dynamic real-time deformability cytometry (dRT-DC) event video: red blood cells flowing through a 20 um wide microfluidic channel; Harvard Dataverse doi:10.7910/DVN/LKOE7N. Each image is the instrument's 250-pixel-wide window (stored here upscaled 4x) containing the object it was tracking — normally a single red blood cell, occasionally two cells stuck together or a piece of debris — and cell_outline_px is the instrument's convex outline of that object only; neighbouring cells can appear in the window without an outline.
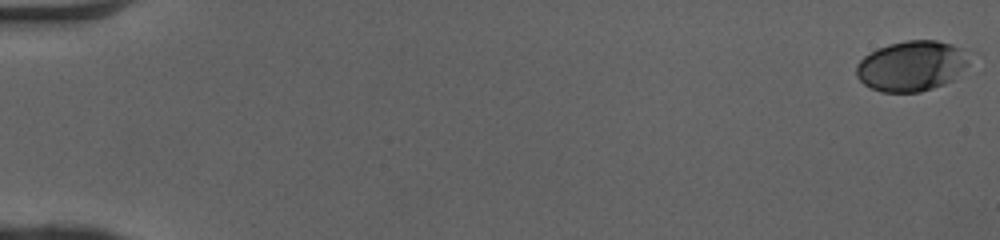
{"species": "human", "species_latin": "Homo sapiens", "temperature_condition": "cold", "stored_images_in_passage": 51, "camera_frame_rate_fps": 3000, "um_per_image_px": 0.085, "donor": {"sex": "female"}, "frame": {"image": 1, "passage_image": 1, "time_ms": 0.0, "image_size_px": [1000, 240], "cell_outline_px": [[968, 64], [952, 80], [944, 84], [920, 92], [880, 92], [864, 84], [856, 76], [856, 64], [864, 56], [876, 48], [888, 44], [908, 40], [936, 40], [952, 44], [968, 52]], "centroid_in_image_um": [77.46, 5.6], "position_along_channel_um": 7.5, "area_um2": 33.18}}
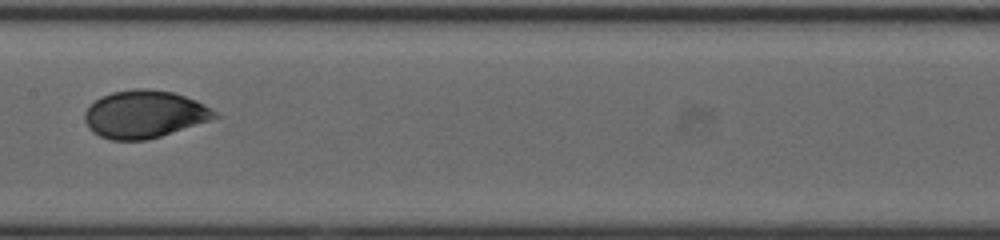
{"frame": {"image": 2, "passage_image": 28, "time_ms": 9.0, "image_size_px": [1000, 240], "cell_outline_px": [[220, 116], [160, 136], [144, 140], [112, 140], [100, 136], [92, 132], [88, 128], [84, 120], [84, 112], [100, 96], [112, 92], [136, 88], [148, 88], [176, 92], [196, 100], [212, 108]], "centroid_in_image_um": [12.25, 9.69], "position_along_channel_um": 195.1, "area_um2": 36.01}}
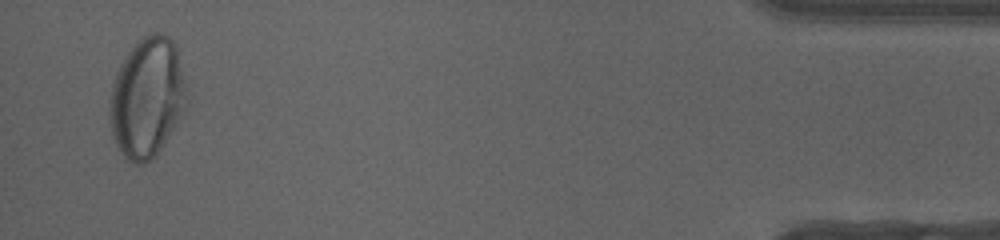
{"frame": {"image": 3, "passage_image": 50, "time_ms": 16.333, "image_size_px": [1000, 240], "cell_outline_px": [[188, 92], [184, 112], [160, 148], [144, 164], [132, 164], [120, 152], [112, 136], [108, 108], [112, 84], [116, 72], [120, 64], [128, 52], [144, 36], [152, 32], [160, 32], [168, 36], [176, 44]], "centroid_in_image_um": [12.5, 8.28], "position_along_channel_um": 422.7, "area_um2": 53.87}, "authors_computed_cell_mechanics": {"area_um2": 35.3158, "velocity_mm_per_s": 4.0915, "shape_relaxation_time_tau1_ms": 3.7124, "shape_relaxation_time_tau2_ms": null, "deformation_change_tau1": 0.1532, "deformation_change_tau2": null}}